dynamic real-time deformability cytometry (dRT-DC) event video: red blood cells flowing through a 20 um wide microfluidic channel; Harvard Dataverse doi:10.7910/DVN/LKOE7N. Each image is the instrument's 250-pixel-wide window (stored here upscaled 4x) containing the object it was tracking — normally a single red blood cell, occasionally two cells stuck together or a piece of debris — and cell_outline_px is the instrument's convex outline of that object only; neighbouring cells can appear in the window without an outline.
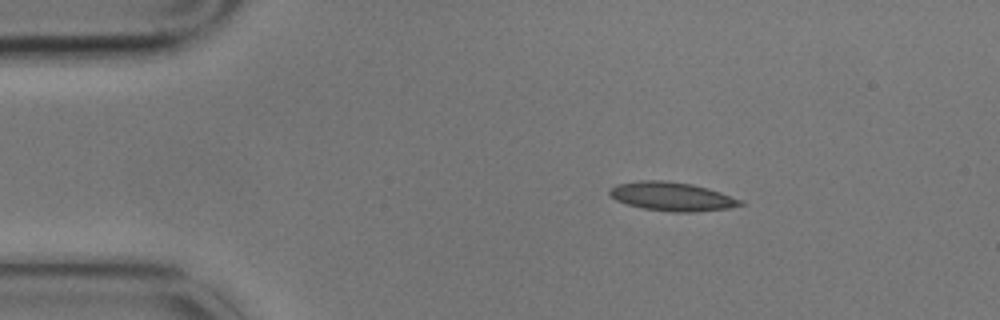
{"species": "common noctule bat (a hibernating species)", "species_latin": "Nyctalus noctula", "temperature_condition": "cold", "stored_images_in_passage": 3, "camera_frame_rate_fps": 3000, "um_per_image_px": 0.085, "animal": {"sex": "male", "body_mass_g": 17.9}, "frame": {"image": 1, "passage_image": 1, "time_ms": 0.0, "image_size_px": [1000, 320], "cell_outline_px": [[744, 204], [728, 208], [692, 212], [672, 212], [644, 208], [628, 204], [616, 200], [608, 192], [616, 184], [640, 180], [664, 180], [692, 184], [708, 188], [744, 200]], "centroid_in_image_um": [57.14, 16.69], "position_along_channel_um": 27.9, "area_um2": 21.79}}
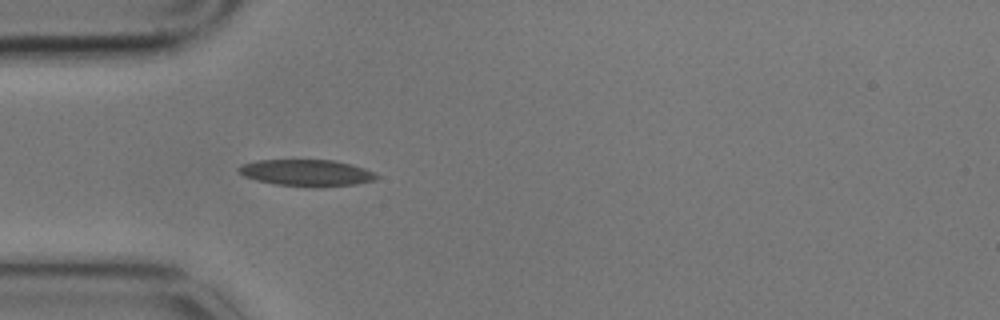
{"frame": {"image": 2, "passage_image": 3, "time_ms": 0.667, "image_size_px": [1000, 320], "cell_outline_px": [[380, 176], [376, 180], [356, 184], [320, 188], [316, 188], [276, 184], [256, 180], [244, 176], [236, 168], [240, 164], [256, 160], [332, 160], [352, 164], [364, 168]], "centroid_in_image_um": [26.07, 14.7], "position_along_channel_um": 58.9, "area_um2": 21.62}}